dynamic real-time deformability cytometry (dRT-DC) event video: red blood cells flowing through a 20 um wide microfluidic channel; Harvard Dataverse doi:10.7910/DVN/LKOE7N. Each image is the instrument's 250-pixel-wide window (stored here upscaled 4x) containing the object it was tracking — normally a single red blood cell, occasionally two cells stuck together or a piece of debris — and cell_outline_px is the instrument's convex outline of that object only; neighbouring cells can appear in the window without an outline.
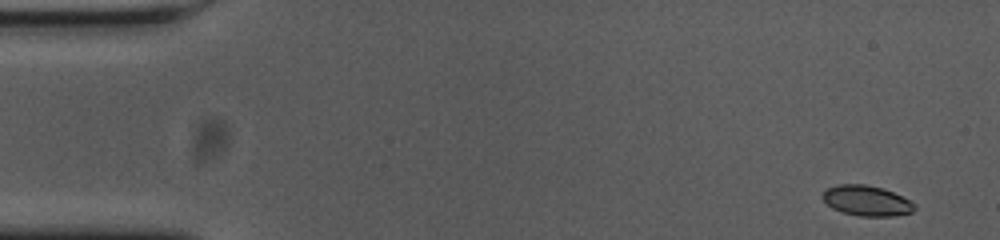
{"species": "common noctule bat (a hibernating species)", "species_latin": "Nyctalus noctula", "temperature_condition": "cold", "stored_images_in_passage": 54, "camera_frame_rate_fps": 3000, "um_per_image_px": 0.085, "animal": {"sex": "female", "body_mass_g": 23.0, "forearm_length_mm": 53.4}, "frame": {"image": 1, "passage_image": 1, "time_ms": 0.0, "image_size_px": [1000, 240], "cell_outline_px": [[916, 208], [912, 212], [892, 216], [860, 216], [844, 212], [832, 208], [820, 196], [828, 188], [840, 184], [864, 184], [884, 188], [916, 204]], "centroid_in_image_um": [73.67, 17.06], "position_along_channel_um": 11.3, "area_um2": 16.07}}
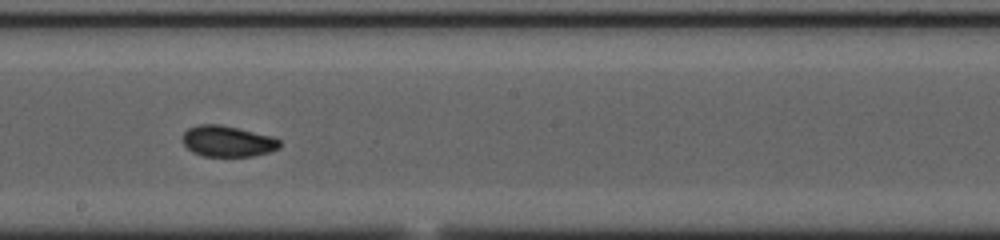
{"frame": {"image": 2, "passage_image": 29, "time_ms": 9.333, "image_size_px": [1000, 240], "cell_outline_px": [[280, 148], [268, 152], [252, 156], [204, 156], [192, 152], [184, 144], [184, 132], [188, 128], [200, 124], [220, 124], [272, 136], [280, 140]], "centroid_in_image_um": [19.36, 12.0], "position_along_channel_um": 228.8, "area_um2": 17.4}}
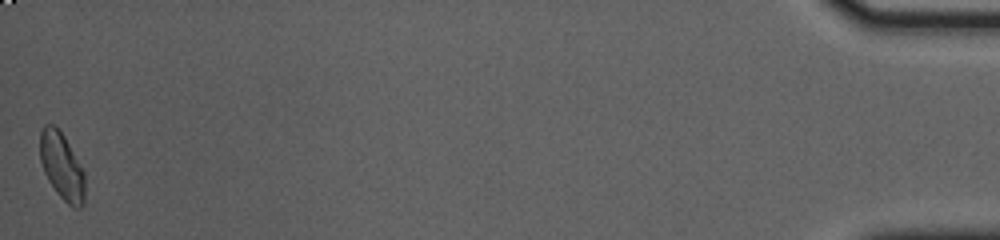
{"frame": {"image": 3, "passage_image": 54, "time_ms": 17.667, "image_size_px": [1000, 240], "cell_outline_px": [[84, 204], [80, 208], [72, 208], [56, 192], [48, 180], [44, 172], [40, 160], [40, 132], [44, 124], [52, 124], [64, 136], [84, 172]], "centroid_in_image_um": [5.24, 14.15], "position_along_channel_um": 430.0, "area_um2": 17.34}, "authors_computed_cell_mechanics": {"area_um2": 17.4267, "velocity_mm_per_s": 3.6228, "shape_relaxation_time_tau1_ms": null, "shape_relaxation_time_tau2_ms": 2.2086, "deformation_change_tau1": null, "deformation_change_tau2": 0.0593}}